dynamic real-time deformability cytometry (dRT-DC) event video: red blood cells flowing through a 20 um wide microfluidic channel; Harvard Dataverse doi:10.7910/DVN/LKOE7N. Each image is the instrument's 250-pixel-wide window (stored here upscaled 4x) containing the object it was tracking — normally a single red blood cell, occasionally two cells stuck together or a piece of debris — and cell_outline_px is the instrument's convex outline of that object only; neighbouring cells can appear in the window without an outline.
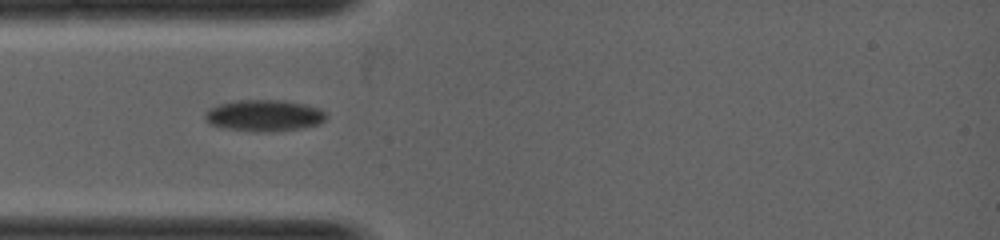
{"species": "common noctule bat (a hibernating species)", "species_latin": "Nyctalus noctula", "temperature_condition": "warm", "stored_images_in_passage": 29, "camera_frame_rate_fps": 5000, "um_per_image_px": 0.085, "animal": {"sex": "female", "body_mass_g": 19.0, "forearm_length_mm": 53.3}, "frame": {"image": 1, "passage_image": 1, "time_ms": 0.0, "image_size_px": [1000, 240], "cell_outline_px": [[328, 116], [320, 124], [304, 128], [268, 132], [224, 128], [208, 124], [204, 120], [204, 112], [208, 108], [216, 104], [236, 100], [284, 100], [304, 104], [320, 108]], "centroid_in_image_um": [22.42, 9.81], "position_along_channel_um": 62.6, "area_um2": 22.54}}
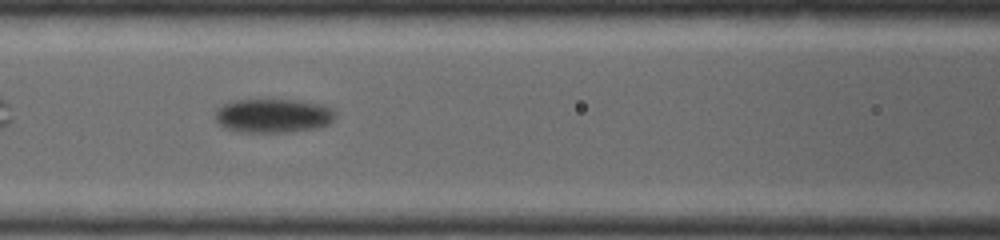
{"frame": {"image": 2, "passage_image": 6, "time_ms": 1.0, "image_size_px": [1000, 240], "cell_outline_px": [[336, 116], [328, 124], [320, 128], [292, 132], [236, 132], [224, 128], [216, 124], [216, 108], [232, 100], [300, 100], [324, 104], [332, 108], [336, 112]], "centroid_in_image_um": [23.23, 9.84], "position_along_channel_um": 143.4, "area_um2": 24.33}}
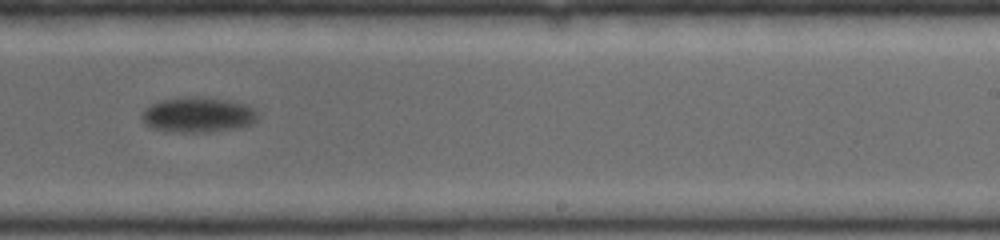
{"frame": {"image": 3, "passage_image": 14, "time_ms": 2.6, "image_size_px": [1000, 240], "cell_outline_px": [[260, 116], [252, 124], [236, 128], [204, 132], [180, 132], [152, 128], [144, 124], [140, 116], [152, 104], [164, 100], [232, 100], [248, 104], [256, 108]], "centroid_in_image_um": [16.92, 9.81], "position_along_channel_um": 272.1, "area_um2": 22.83}}